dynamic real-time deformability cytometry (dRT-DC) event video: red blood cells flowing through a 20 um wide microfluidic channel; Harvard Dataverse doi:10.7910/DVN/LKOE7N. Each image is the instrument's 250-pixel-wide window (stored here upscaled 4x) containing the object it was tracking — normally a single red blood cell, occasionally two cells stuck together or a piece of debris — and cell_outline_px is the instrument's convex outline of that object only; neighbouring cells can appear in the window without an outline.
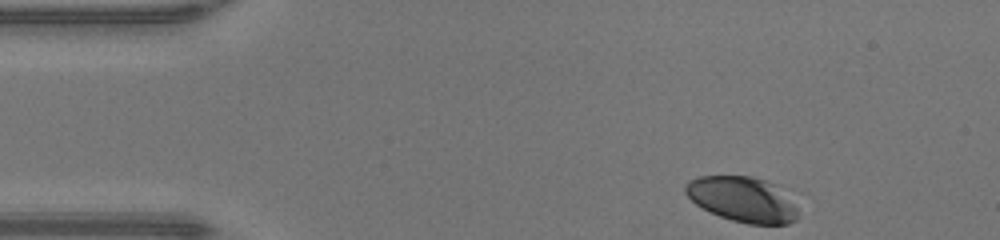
{"species": "human", "species_latin": "Homo sapiens", "temperature_condition": "warm", "stored_images_in_passage": 42, "camera_frame_rate_fps": 3000, "um_per_image_px": 0.085, "donor": {"sex": "male"}, "frame": {"image": 1, "passage_image": 1, "time_ms": 0.0, "image_size_px": [1000, 240], "cell_outline_px": [[800, 216], [796, 220], [788, 224], [748, 224], [732, 220], [720, 216], [696, 204], [684, 192], [684, 188], [688, 180], [700, 176], [752, 176], [776, 184], [796, 200]], "centroid_in_image_um": [63.2, 16.94], "position_along_channel_um": 21.8, "area_um2": 30.17}}
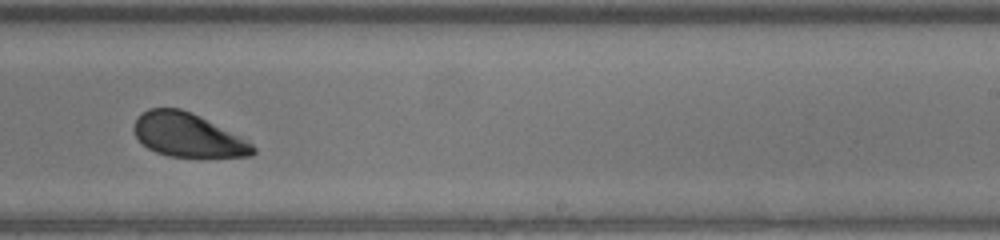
{"frame": {"image": 2, "passage_image": 24, "time_ms": 7.667, "image_size_px": [1000, 240], "cell_outline_px": [[256, 152], [252, 156], [168, 156], [156, 152], [148, 148], [136, 136], [132, 128], [136, 116], [148, 108], [180, 108], [192, 112], [248, 140], [256, 148]], "centroid_in_image_um": [15.94, 11.46], "position_along_channel_um": 273.1, "area_um2": 30.23}}
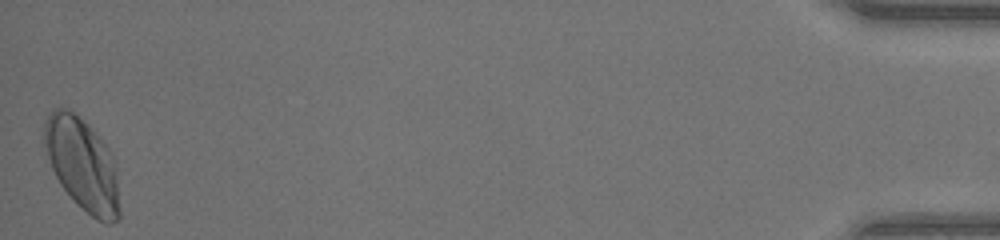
{"frame": {"image": 3, "passage_image": 42, "time_ms": 13.667, "image_size_px": [1000, 240], "cell_outline_px": [[120, 220], [112, 224], [104, 224], [96, 220], [60, 184], [52, 168], [44, 144], [44, 120], [52, 108], [68, 108], [84, 120], [96, 132], [108, 148], [112, 156], [116, 168], [120, 212]], "centroid_in_image_um": [7.02, 13.95], "position_along_channel_um": 428.2, "area_um2": 40.46}, "authors_computed_cell_mechanics": {"area_um2": 32.3391, "velocity_mm_per_s": 4.3291, "shape_relaxation_time_tau1_ms": 2.7231, "shape_relaxation_time_tau2_ms": null, "deformation_change_tau1": 0.147, "deformation_change_tau2": null}}